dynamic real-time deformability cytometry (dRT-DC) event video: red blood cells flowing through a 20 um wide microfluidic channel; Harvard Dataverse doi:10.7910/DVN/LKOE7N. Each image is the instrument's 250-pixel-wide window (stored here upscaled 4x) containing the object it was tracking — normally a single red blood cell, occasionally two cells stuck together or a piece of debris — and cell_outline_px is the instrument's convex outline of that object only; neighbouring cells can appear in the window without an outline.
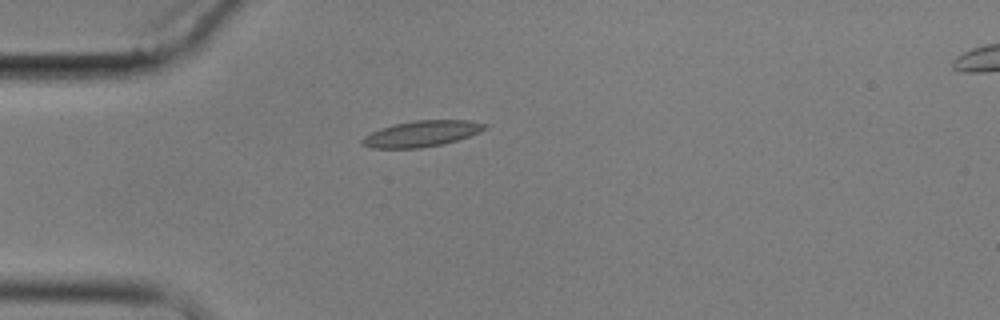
{"species": "common noctule bat (a hibernating species)", "species_latin": "Nyctalus noctula", "temperature_condition": "cold", "stored_images_in_passage": 2, "camera_frame_rate_fps": 3000, "um_per_image_px": 0.085, "animal": {"sex": "male", "body_mass_g": 17.9}, "frame": {"image": 1, "passage_image": 1, "time_ms": 0.0, "image_size_px": [1000, 320], "cell_outline_px": [[488, 128], [480, 132], [456, 140], [440, 144], [420, 148], [372, 148], [360, 144], [360, 140], [364, 136], [372, 132], [396, 124], [416, 120], [468, 120], [488, 124]], "centroid_in_image_um": [35.85, 11.36], "position_along_channel_um": 49.1, "area_um2": 18.32}}